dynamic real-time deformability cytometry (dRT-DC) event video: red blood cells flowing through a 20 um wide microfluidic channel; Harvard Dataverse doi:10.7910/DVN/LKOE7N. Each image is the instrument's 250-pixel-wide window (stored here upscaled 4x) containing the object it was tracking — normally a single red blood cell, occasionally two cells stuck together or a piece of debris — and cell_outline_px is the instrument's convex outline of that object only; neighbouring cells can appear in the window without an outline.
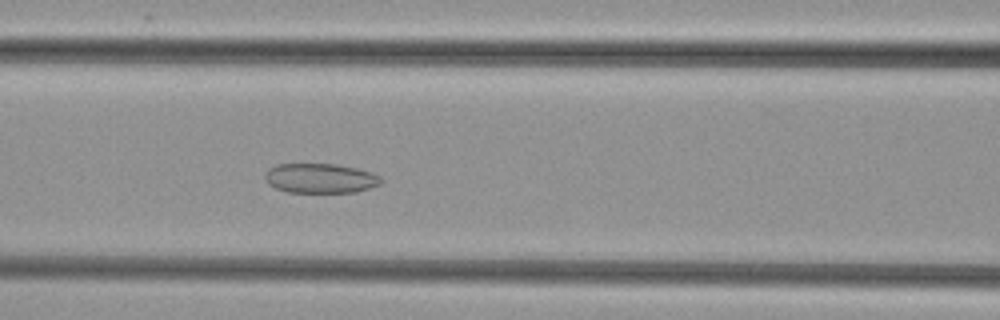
{"species": "common noctule bat (a hibernating species)", "species_latin": "Nyctalus noctula", "temperature_condition": "cold", "stored_images_in_passage": 48, "camera_frame_rate_fps": 3000, "um_per_image_px": 0.085, "animal": {"sex": "female", "body_mass_g": 29.2, "forearm_length_mm": 56.3}, "frame": {"image": 1, "passage_image": 19, "time_ms": 6.0, "image_size_px": [1000, 320], "cell_outline_px": [[384, 180], [380, 184], [356, 192], [288, 192], [276, 188], [268, 184], [264, 176], [268, 168], [276, 164], [336, 164], [356, 168], [372, 172], [380, 176]], "centroid_in_image_um": [27.23, 15.15], "position_along_channel_um": 139.4, "area_um2": 20.11}}
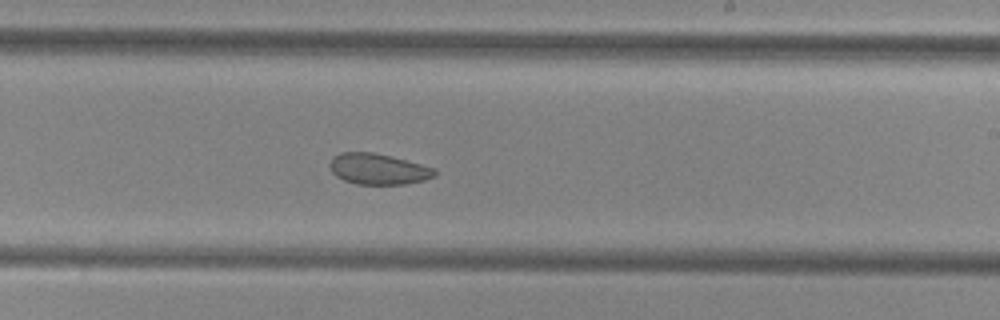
{"frame": {"image": 2, "passage_image": 28, "time_ms": 9.0, "image_size_px": [1000, 320], "cell_outline_px": [[436, 176], [424, 180], [404, 184], [356, 184], [344, 180], [336, 176], [332, 172], [328, 164], [332, 156], [340, 152], [372, 152], [392, 156], [436, 168]], "centroid_in_image_um": [32.13, 14.36], "position_along_channel_um": 256.9, "area_um2": 19.07}}
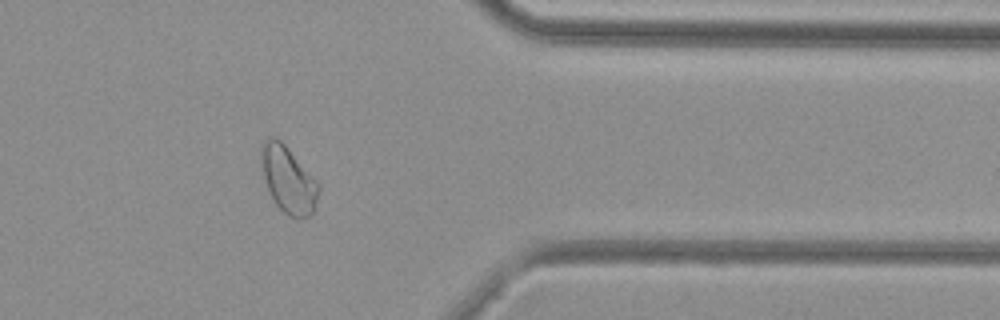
{"frame": {"image": 3, "passage_image": 39, "time_ms": 12.667, "image_size_px": [1000, 320], "cell_outline_px": [[320, 188], [312, 212], [308, 216], [300, 220], [296, 220], [288, 216], [276, 204], [268, 192], [260, 164], [260, 148], [264, 140], [268, 136], [276, 136], [284, 144], [320, 184]], "centroid_in_image_um": [24.46, 15.26], "position_along_channel_um": 386.9, "area_um2": 22.48}}